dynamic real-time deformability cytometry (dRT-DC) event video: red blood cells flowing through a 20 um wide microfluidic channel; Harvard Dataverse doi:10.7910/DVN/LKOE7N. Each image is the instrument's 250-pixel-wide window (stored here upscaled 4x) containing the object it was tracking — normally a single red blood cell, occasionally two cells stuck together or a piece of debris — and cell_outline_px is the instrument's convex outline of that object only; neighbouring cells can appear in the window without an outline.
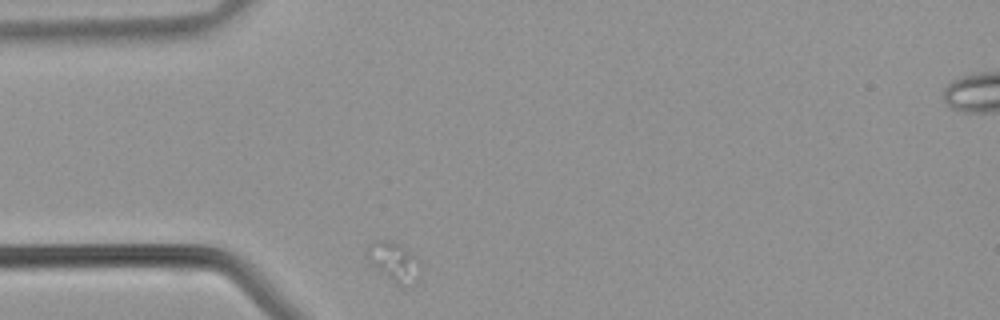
{"species": "common noctule bat (a hibernating species)", "species_latin": "Nyctalus noctula", "temperature_condition": "warm", "stored_images_in_passage": 3, "camera_frame_rate_fps": 3000, "um_per_image_px": 0.085, "animal": {"sex": "male", "body_mass_g": 21.5, "forearm_length_mm": 52.0}, "frame": {"image": 1, "passage_image": 1, "time_ms": 0.0, "image_size_px": [1000, 320], "cell_outline_px": [[420, 264], [404, 288], [396, 284], [372, 264], [368, 256], [368, 248], [372, 244], [380, 240], [388, 240], [396, 244], [412, 256]], "centroid_in_image_um": [33.4, 22.24], "position_along_channel_um": 51.6, "area_um2": 10.58}}